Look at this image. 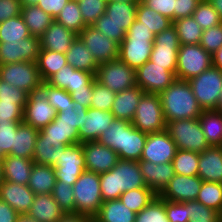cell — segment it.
<instances>
[{
  "label": "cell",
  "instance_id": "cell-1",
  "mask_svg": "<svg viewBox=\"0 0 222 222\" xmlns=\"http://www.w3.org/2000/svg\"><path fill=\"white\" fill-rule=\"evenodd\" d=\"M164 119L167 122L197 119L203 112L188 81L176 79L159 93Z\"/></svg>",
  "mask_w": 222,
  "mask_h": 222
},
{
  "label": "cell",
  "instance_id": "cell-2",
  "mask_svg": "<svg viewBox=\"0 0 222 222\" xmlns=\"http://www.w3.org/2000/svg\"><path fill=\"white\" fill-rule=\"evenodd\" d=\"M101 197L104 201L119 199L120 195L146 186L138 161L121 160L110 171L99 174Z\"/></svg>",
  "mask_w": 222,
  "mask_h": 222
},
{
  "label": "cell",
  "instance_id": "cell-3",
  "mask_svg": "<svg viewBox=\"0 0 222 222\" xmlns=\"http://www.w3.org/2000/svg\"><path fill=\"white\" fill-rule=\"evenodd\" d=\"M87 111L85 106L74 102L73 108L57 112L56 118L39 132L56 148L79 143L78 131L85 123Z\"/></svg>",
  "mask_w": 222,
  "mask_h": 222
},
{
  "label": "cell",
  "instance_id": "cell-4",
  "mask_svg": "<svg viewBox=\"0 0 222 222\" xmlns=\"http://www.w3.org/2000/svg\"><path fill=\"white\" fill-rule=\"evenodd\" d=\"M98 173L85 170L73 184L76 213L93 219L103 203Z\"/></svg>",
  "mask_w": 222,
  "mask_h": 222
},
{
  "label": "cell",
  "instance_id": "cell-5",
  "mask_svg": "<svg viewBox=\"0 0 222 222\" xmlns=\"http://www.w3.org/2000/svg\"><path fill=\"white\" fill-rule=\"evenodd\" d=\"M166 130L177 149L200 153L210 147L202 131L199 118L167 122Z\"/></svg>",
  "mask_w": 222,
  "mask_h": 222
},
{
  "label": "cell",
  "instance_id": "cell-6",
  "mask_svg": "<svg viewBox=\"0 0 222 222\" xmlns=\"http://www.w3.org/2000/svg\"><path fill=\"white\" fill-rule=\"evenodd\" d=\"M203 110H216L222 91V71L215 66L188 80Z\"/></svg>",
  "mask_w": 222,
  "mask_h": 222
},
{
  "label": "cell",
  "instance_id": "cell-7",
  "mask_svg": "<svg viewBox=\"0 0 222 222\" xmlns=\"http://www.w3.org/2000/svg\"><path fill=\"white\" fill-rule=\"evenodd\" d=\"M131 124L138 130L150 134L166 130L159 94L144 93L137 105Z\"/></svg>",
  "mask_w": 222,
  "mask_h": 222
},
{
  "label": "cell",
  "instance_id": "cell-8",
  "mask_svg": "<svg viewBox=\"0 0 222 222\" xmlns=\"http://www.w3.org/2000/svg\"><path fill=\"white\" fill-rule=\"evenodd\" d=\"M47 99L48 83L42 82L28 94L23 122L40 130L53 121L57 112Z\"/></svg>",
  "mask_w": 222,
  "mask_h": 222
},
{
  "label": "cell",
  "instance_id": "cell-9",
  "mask_svg": "<svg viewBox=\"0 0 222 222\" xmlns=\"http://www.w3.org/2000/svg\"><path fill=\"white\" fill-rule=\"evenodd\" d=\"M212 66V55L200 44H180L176 77L188 81Z\"/></svg>",
  "mask_w": 222,
  "mask_h": 222
},
{
  "label": "cell",
  "instance_id": "cell-10",
  "mask_svg": "<svg viewBox=\"0 0 222 222\" xmlns=\"http://www.w3.org/2000/svg\"><path fill=\"white\" fill-rule=\"evenodd\" d=\"M96 80L115 93L136 86V70L119 58L98 66Z\"/></svg>",
  "mask_w": 222,
  "mask_h": 222
},
{
  "label": "cell",
  "instance_id": "cell-11",
  "mask_svg": "<svg viewBox=\"0 0 222 222\" xmlns=\"http://www.w3.org/2000/svg\"><path fill=\"white\" fill-rule=\"evenodd\" d=\"M54 168L57 181L73 186L86 170L82 144L74 143L59 148L58 162Z\"/></svg>",
  "mask_w": 222,
  "mask_h": 222
},
{
  "label": "cell",
  "instance_id": "cell-12",
  "mask_svg": "<svg viewBox=\"0 0 222 222\" xmlns=\"http://www.w3.org/2000/svg\"><path fill=\"white\" fill-rule=\"evenodd\" d=\"M0 80L28 94L43 82L37 63L30 61L0 65Z\"/></svg>",
  "mask_w": 222,
  "mask_h": 222
},
{
  "label": "cell",
  "instance_id": "cell-13",
  "mask_svg": "<svg viewBox=\"0 0 222 222\" xmlns=\"http://www.w3.org/2000/svg\"><path fill=\"white\" fill-rule=\"evenodd\" d=\"M179 47V38L172 25L155 35L149 60L156 65L166 66V69L176 74Z\"/></svg>",
  "mask_w": 222,
  "mask_h": 222
},
{
  "label": "cell",
  "instance_id": "cell-14",
  "mask_svg": "<svg viewBox=\"0 0 222 222\" xmlns=\"http://www.w3.org/2000/svg\"><path fill=\"white\" fill-rule=\"evenodd\" d=\"M177 79L176 74L148 60L136 70V84L145 92L159 94Z\"/></svg>",
  "mask_w": 222,
  "mask_h": 222
},
{
  "label": "cell",
  "instance_id": "cell-15",
  "mask_svg": "<svg viewBox=\"0 0 222 222\" xmlns=\"http://www.w3.org/2000/svg\"><path fill=\"white\" fill-rule=\"evenodd\" d=\"M40 38L29 36L19 41H0V65L21 61L37 62L40 54Z\"/></svg>",
  "mask_w": 222,
  "mask_h": 222
},
{
  "label": "cell",
  "instance_id": "cell-16",
  "mask_svg": "<svg viewBox=\"0 0 222 222\" xmlns=\"http://www.w3.org/2000/svg\"><path fill=\"white\" fill-rule=\"evenodd\" d=\"M78 36L90 50L99 65L118 59L119 43L106 37L92 25L86 26Z\"/></svg>",
  "mask_w": 222,
  "mask_h": 222
},
{
  "label": "cell",
  "instance_id": "cell-17",
  "mask_svg": "<svg viewBox=\"0 0 222 222\" xmlns=\"http://www.w3.org/2000/svg\"><path fill=\"white\" fill-rule=\"evenodd\" d=\"M177 151L175 142L167 130L148 134L140 161H149L155 164L173 161Z\"/></svg>",
  "mask_w": 222,
  "mask_h": 222
},
{
  "label": "cell",
  "instance_id": "cell-18",
  "mask_svg": "<svg viewBox=\"0 0 222 222\" xmlns=\"http://www.w3.org/2000/svg\"><path fill=\"white\" fill-rule=\"evenodd\" d=\"M86 170L98 174L110 171L119 160L118 154L98 141L82 143Z\"/></svg>",
  "mask_w": 222,
  "mask_h": 222
},
{
  "label": "cell",
  "instance_id": "cell-19",
  "mask_svg": "<svg viewBox=\"0 0 222 222\" xmlns=\"http://www.w3.org/2000/svg\"><path fill=\"white\" fill-rule=\"evenodd\" d=\"M154 38L125 37L119 44L118 58L137 70L151 55Z\"/></svg>",
  "mask_w": 222,
  "mask_h": 222
},
{
  "label": "cell",
  "instance_id": "cell-20",
  "mask_svg": "<svg viewBox=\"0 0 222 222\" xmlns=\"http://www.w3.org/2000/svg\"><path fill=\"white\" fill-rule=\"evenodd\" d=\"M203 180L198 176L175 174L168 186L159 195L163 200L186 202L196 200Z\"/></svg>",
  "mask_w": 222,
  "mask_h": 222
},
{
  "label": "cell",
  "instance_id": "cell-21",
  "mask_svg": "<svg viewBox=\"0 0 222 222\" xmlns=\"http://www.w3.org/2000/svg\"><path fill=\"white\" fill-rule=\"evenodd\" d=\"M138 163L146 186L151 188L158 196L175 176L171 162L155 164L149 161H138Z\"/></svg>",
  "mask_w": 222,
  "mask_h": 222
},
{
  "label": "cell",
  "instance_id": "cell-22",
  "mask_svg": "<svg viewBox=\"0 0 222 222\" xmlns=\"http://www.w3.org/2000/svg\"><path fill=\"white\" fill-rule=\"evenodd\" d=\"M115 119L110 111L88 108L83 126L79 129V143L98 141Z\"/></svg>",
  "mask_w": 222,
  "mask_h": 222
},
{
  "label": "cell",
  "instance_id": "cell-23",
  "mask_svg": "<svg viewBox=\"0 0 222 222\" xmlns=\"http://www.w3.org/2000/svg\"><path fill=\"white\" fill-rule=\"evenodd\" d=\"M35 193L28 185L4 181L0 185V200L8 203L19 214H27L33 203Z\"/></svg>",
  "mask_w": 222,
  "mask_h": 222
},
{
  "label": "cell",
  "instance_id": "cell-24",
  "mask_svg": "<svg viewBox=\"0 0 222 222\" xmlns=\"http://www.w3.org/2000/svg\"><path fill=\"white\" fill-rule=\"evenodd\" d=\"M77 36L78 34L54 20L39 37L41 49L65 54Z\"/></svg>",
  "mask_w": 222,
  "mask_h": 222
},
{
  "label": "cell",
  "instance_id": "cell-25",
  "mask_svg": "<svg viewBox=\"0 0 222 222\" xmlns=\"http://www.w3.org/2000/svg\"><path fill=\"white\" fill-rule=\"evenodd\" d=\"M198 176L203 181L222 183V146H210L199 153Z\"/></svg>",
  "mask_w": 222,
  "mask_h": 222
},
{
  "label": "cell",
  "instance_id": "cell-26",
  "mask_svg": "<svg viewBox=\"0 0 222 222\" xmlns=\"http://www.w3.org/2000/svg\"><path fill=\"white\" fill-rule=\"evenodd\" d=\"M144 93L138 85L116 93L110 112L115 119L131 122L135 116L139 100Z\"/></svg>",
  "mask_w": 222,
  "mask_h": 222
},
{
  "label": "cell",
  "instance_id": "cell-27",
  "mask_svg": "<svg viewBox=\"0 0 222 222\" xmlns=\"http://www.w3.org/2000/svg\"><path fill=\"white\" fill-rule=\"evenodd\" d=\"M27 214L38 222H57L66 213L54 200L52 194H37L34 196L33 203Z\"/></svg>",
  "mask_w": 222,
  "mask_h": 222
},
{
  "label": "cell",
  "instance_id": "cell-28",
  "mask_svg": "<svg viewBox=\"0 0 222 222\" xmlns=\"http://www.w3.org/2000/svg\"><path fill=\"white\" fill-rule=\"evenodd\" d=\"M2 164L4 181L28 185L31 169L34 165L32 159L6 155Z\"/></svg>",
  "mask_w": 222,
  "mask_h": 222
},
{
  "label": "cell",
  "instance_id": "cell-29",
  "mask_svg": "<svg viewBox=\"0 0 222 222\" xmlns=\"http://www.w3.org/2000/svg\"><path fill=\"white\" fill-rule=\"evenodd\" d=\"M39 130L24 122H21L14 132V147L10 155L32 159Z\"/></svg>",
  "mask_w": 222,
  "mask_h": 222
},
{
  "label": "cell",
  "instance_id": "cell-30",
  "mask_svg": "<svg viewBox=\"0 0 222 222\" xmlns=\"http://www.w3.org/2000/svg\"><path fill=\"white\" fill-rule=\"evenodd\" d=\"M67 63L74 69L91 72L96 75L99 64L79 36L65 53Z\"/></svg>",
  "mask_w": 222,
  "mask_h": 222
},
{
  "label": "cell",
  "instance_id": "cell-31",
  "mask_svg": "<svg viewBox=\"0 0 222 222\" xmlns=\"http://www.w3.org/2000/svg\"><path fill=\"white\" fill-rule=\"evenodd\" d=\"M136 213L127 208L120 199L102 203L92 222H135Z\"/></svg>",
  "mask_w": 222,
  "mask_h": 222
},
{
  "label": "cell",
  "instance_id": "cell-32",
  "mask_svg": "<svg viewBox=\"0 0 222 222\" xmlns=\"http://www.w3.org/2000/svg\"><path fill=\"white\" fill-rule=\"evenodd\" d=\"M56 181L54 166L34 164L31 169L28 187L35 195L51 194Z\"/></svg>",
  "mask_w": 222,
  "mask_h": 222
},
{
  "label": "cell",
  "instance_id": "cell-33",
  "mask_svg": "<svg viewBox=\"0 0 222 222\" xmlns=\"http://www.w3.org/2000/svg\"><path fill=\"white\" fill-rule=\"evenodd\" d=\"M138 1L122 2L108 1L105 13L109 19L121 27L125 32L136 20V8Z\"/></svg>",
  "mask_w": 222,
  "mask_h": 222
},
{
  "label": "cell",
  "instance_id": "cell-34",
  "mask_svg": "<svg viewBox=\"0 0 222 222\" xmlns=\"http://www.w3.org/2000/svg\"><path fill=\"white\" fill-rule=\"evenodd\" d=\"M148 134L135 128L131 123L124 129L122 160L140 161Z\"/></svg>",
  "mask_w": 222,
  "mask_h": 222
},
{
  "label": "cell",
  "instance_id": "cell-35",
  "mask_svg": "<svg viewBox=\"0 0 222 222\" xmlns=\"http://www.w3.org/2000/svg\"><path fill=\"white\" fill-rule=\"evenodd\" d=\"M199 122L209 145L222 146V112L203 110Z\"/></svg>",
  "mask_w": 222,
  "mask_h": 222
},
{
  "label": "cell",
  "instance_id": "cell-36",
  "mask_svg": "<svg viewBox=\"0 0 222 222\" xmlns=\"http://www.w3.org/2000/svg\"><path fill=\"white\" fill-rule=\"evenodd\" d=\"M21 15L32 36L40 37L54 19L36 5L22 7Z\"/></svg>",
  "mask_w": 222,
  "mask_h": 222
},
{
  "label": "cell",
  "instance_id": "cell-37",
  "mask_svg": "<svg viewBox=\"0 0 222 222\" xmlns=\"http://www.w3.org/2000/svg\"><path fill=\"white\" fill-rule=\"evenodd\" d=\"M36 63L43 82L68 64L65 54L45 49L40 50Z\"/></svg>",
  "mask_w": 222,
  "mask_h": 222
},
{
  "label": "cell",
  "instance_id": "cell-38",
  "mask_svg": "<svg viewBox=\"0 0 222 222\" xmlns=\"http://www.w3.org/2000/svg\"><path fill=\"white\" fill-rule=\"evenodd\" d=\"M136 20L143 22V25L149 28L155 35L173 25L172 20L147 7L141 1H138L136 8Z\"/></svg>",
  "mask_w": 222,
  "mask_h": 222
},
{
  "label": "cell",
  "instance_id": "cell-39",
  "mask_svg": "<svg viewBox=\"0 0 222 222\" xmlns=\"http://www.w3.org/2000/svg\"><path fill=\"white\" fill-rule=\"evenodd\" d=\"M130 123L131 122L125 120L114 119L108 129L103 131V133L98 139L99 143L114 150L118 154L119 159L121 160L124 140V129Z\"/></svg>",
  "mask_w": 222,
  "mask_h": 222
},
{
  "label": "cell",
  "instance_id": "cell-40",
  "mask_svg": "<svg viewBox=\"0 0 222 222\" xmlns=\"http://www.w3.org/2000/svg\"><path fill=\"white\" fill-rule=\"evenodd\" d=\"M54 20L76 34H79L87 26L83 21L77 1L69 0Z\"/></svg>",
  "mask_w": 222,
  "mask_h": 222
},
{
  "label": "cell",
  "instance_id": "cell-41",
  "mask_svg": "<svg viewBox=\"0 0 222 222\" xmlns=\"http://www.w3.org/2000/svg\"><path fill=\"white\" fill-rule=\"evenodd\" d=\"M180 44H200L203 29L193 16L173 21Z\"/></svg>",
  "mask_w": 222,
  "mask_h": 222
},
{
  "label": "cell",
  "instance_id": "cell-42",
  "mask_svg": "<svg viewBox=\"0 0 222 222\" xmlns=\"http://www.w3.org/2000/svg\"><path fill=\"white\" fill-rule=\"evenodd\" d=\"M156 196L157 194L151 188H136L122 193L119 199L127 208L137 214Z\"/></svg>",
  "mask_w": 222,
  "mask_h": 222
},
{
  "label": "cell",
  "instance_id": "cell-43",
  "mask_svg": "<svg viewBox=\"0 0 222 222\" xmlns=\"http://www.w3.org/2000/svg\"><path fill=\"white\" fill-rule=\"evenodd\" d=\"M196 200L222 214V183L203 181Z\"/></svg>",
  "mask_w": 222,
  "mask_h": 222
},
{
  "label": "cell",
  "instance_id": "cell-44",
  "mask_svg": "<svg viewBox=\"0 0 222 222\" xmlns=\"http://www.w3.org/2000/svg\"><path fill=\"white\" fill-rule=\"evenodd\" d=\"M31 36L22 15L0 23V41H19Z\"/></svg>",
  "mask_w": 222,
  "mask_h": 222
},
{
  "label": "cell",
  "instance_id": "cell-45",
  "mask_svg": "<svg viewBox=\"0 0 222 222\" xmlns=\"http://www.w3.org/2000/svg\"><path fill=\"white\" fill-rule=\"evenodd\" d=\"M199 153L177 149L172 164L175 174L185 176L198 175Z\"/></svg>",
  "mask_w": 222,
  "mask_h": 222
},
{
  "label": "cell",
  "instance_id": "cell-46",
  "mask_svg": "<svg viewBox=\"0 0 222 222\" xmlns=\"http://www.w3.org/2000/svg\"><path fill=\"white\" fill-rule=\"evenodd\" d=\"M58 156L59 148L46 141V138L39 132L34 148V164L55 166L58 162Z\"/></svg>",
  "mask_w": 222,
  "mask_h": 222
},
{
  "label": "cell",
  "instance_id": "cell-47",
  "mask_svg": "<svg viewBox=\"0 0 222 222\" xmlns=\"http://www.w3.org/2000/svg\"><path fill=\"white\" fill-rule=\"evenodd\" d=\"M135 222H169L165 211V200L157 195L145 208L136 214Z\"/></svg>",
  "mask_w": 222,
  "mask_h": 222
},
{
  "label": "cell",
  "instance_id": "cell-48",
  "mask_svg": "<svg viewBox=\"0 0 222 222\" xmlns=\"http://www.w3.org/2000/svg\"><path fill=\"white\" fill-rule=\"evenodd\" d=\"M188 222H222V214L197 200L187 201Z\"/></svg>",
  "mask_w": 222,
  "mask_h": 222
},
{
  "label": "cell",
  "instance_id": "cell-49",
  "mask_svg": "<svg viewBox=\"0 0 222 222\" xmlns=\"http://www.w3.org/2000/svg\"><path fill=\"white\" fill-rule=\"evenodd\" d=\"M192 16L203 30L222 23L218 12L208 0H202L193 12Z\"/></svg>",
  "mask_w": 222,
  "mask_h": 222
},
{
  "label": "cell",
  "instance_id": "cell-50",
  "mask_svg": "<svg viewBox=\"0 0 222 222\" xmlns=\"http://www.w3.org/2000/svg\"><path fill=\"white\" fill-rule=\"evenodd\" d=\"M51 194L64 213H76L73 186L56 181Z\"/></svg>",
  "mask_w": 222,
  "mask_h": 222
},
{
  "label": "cell",
  "instance_id": "cell-51",
  "mask_svg": "<svg viewBox=\"0 0 222 222\" xmlns=\"http://www.w3.org/2000/svg\"><path fill=\"white\" fill-rule=\"evenodd\" d=\"M116 93L108 89L96 79L93 83L90 108L111 111Z\"/></svg>",
  "mask_w": 222,
  "mask_h": 222
},
{
  "label": "cell",
  "instance_id": "cell-52",
  "mask_svg": "<svg viewBox=\"0 0 222 222\" xmlns=\"http://www.w3.org/2000/svg\"><path fill=\"white\" fill-rule=\"evenodd\" d=\"M108 0H80L78 1L83 21L87 26L92 25L105 13Z\"/></svg>",
  "mask_w": 222,
  "mask_h": 222
},
{
  "label": "cell",
  "instance_id": "cell-53",
  "mask_svg": "<svg viewBox=\"0 0 222 222\" xmlns=\"http://www.w3.org/2000/svg\"><path fill=\"white\" fill-rule=\"evenodd\" d=\"M92 26L102 32L106 37L116 41L119 44L124 40L126 35V32L121 27L112 22L106 13L102 14L92 24Z\"/></svg>",
  "mask_w": 222,
  "mask_h": 222
},
{
  "label": "cell",
  "instance_id": "cell-54",
  "mask_svg": "<svg viewBox=\"0 0 222 222\" xmlns=\"http://www.w3.org/2000/svg\"><path fill=\"white\" fill-rule=\"evenodd\" d=\"M48 103L56 110L62 112L67 108L74 107L71 94L64 89L55 88L48 84Z\"/></svg>",
  "mask_w": 222,
  "mask_h": 222
},
{
  "label": "cell",
  "instance_id": "cell-55",
  "mask_svg": "<svg viewBox=\"0 0 222 222\" xmlns=\"http://www.w3.org/2000/svg\"><path fill=\"white\" fill-rule=\"evenodd\" d=\"M21 122L0 120V149L3 154L10 155L14 147V132Z\"/></svg>",
  "mask_w": 222,
  "mask_h": 222
},
{
  "label": "cell",
  "instance_id": "cell-56",
  "mask_svg": "<svg viewBox=\"0 0 222 222\" xmlns=\"http://www.w3.org/2000/svg\"><path fill=\"white\" fill-rule=\"evenodd\" d=\"M200 45L211 55L222 46V23L202 32Z\"/></svg>",
  "mask_w": 222,
  "mask_h": 222
},
{
  "label": "cell",
  "instance_id": "cell-57",
  "mask_svg": "<svg viewBox=\"0 0 222 222\" xmlns=\"http://www.w3.org/2000/svg\"><path fill=\"white\" fill-rule=\"evenodd\" d=\"M28 93L22 89L11 86L9 83L0 80L1 102H14L15 104H26Z\"/></svg>",
  "mask_w": 222,
  "mask_h": 222
},
{
  "label": "cell",
  "instance_id": "cell-58",
  "mask_svg": "<svg viewBox=\"0 0 222 222\" xmlns=\"http://www.w3.org/2000/svg\"><path fill=\"white\" fill-rule=\"evenodd\" d=\"M95 79V74L75 69L72 73L71 85L67 92L71 94L74 90L93 89Z\"/></svg>",
  "mask_w": 222,
  "mask_h": 222
},
{
  "label": "cell",
  "instance_id": "cell-59",
  "mask_svg": "<svg viewBox=\"0 0 222 222\" xmlns=\"http://www.w3.org/2000/svg\"><path fill=\"white\" fill-rule=\"evenodd\" d=\"M24 107L25 104L1 102L0 100V120L23 122Z\"/></svg>",
  "mask_w": 222,
  "mask_h": 222
},
{
  "label": "cell",
  "instance_id": "cell-60",
  "mask_svg": "<svg viewBox=\"0 0 222 222\" xmlns=\"http://www.w3.org/2000/svg\"><path fill=\"white\" fill-rule=\"evenodd\" d=\"M165 211L169 222H188L187 201L172 202L165 200Z\"/></svg>",
  "mask_w": 222,
  "mask_h": 222
},
{
  "label": "cell",
  "instance_id": "cell-61",
  "mask_svg": "<svg viewBox=\"0 0 222 222\" xmlns=\"http://www.w3.org/2000/svg\"><path fill=\"white\" fill-rule=\"evenodd\" d=\"M74 70L75 69L71 65L67 64L52 75L46 82L52 87L67 91L71 85L72 73Z\"/></svg>",
  "mask_w": 222,
  "mask_h": 222
},
{
  "label": "cell",
  "instance_id": "cell-62",
  "mask_svg": "<svg viewBox=\"0 0 222 222\" xmlns=\"http://www.w3.org/2000/svg\"><path fill=\"white\" fill-rule=\"evenodd\" d=\"M141 2L157 13L174 21L175 0H141Z\"/></svg>",
  "mask_w": 222,
  "mask_h": 222
},
{
  "label": "cell",
  "instance_id": "cell-63",
  "mask_svg": "<svg viewBox=\"0 0 222 222\" xmlns=\"http://www.w3.org/2000/svg\"><path fill=\"white\" fill-rule=\"evenodd\" d=\"M20 0H0V23L21 15Z\"/></svg>",
  "mask_w": 222,
  "mask_h": 222
},
{
  "label": "cell",
  "instance_id": "cell-64",
  "mask_svg": "<svg viewBox=\"0 0 222 222\" xmlns=\"http://www.w3.org/2000/svg\"><path fill=\"white\" fill-rule=\"evenodd\" d=\"M202 0H175L174 20L191 17Z\"/></svg>",
  "mask_w": 222,
  "mask_h": 222
},
{
  "label": "cell",
  "instance_id": "cell-65",
  "mask_svg": "<svg viewBox=\"0 0 222 222\" xmlns=\"http://www.w3.org/2000/svg\"><path fill=\"white\" fill-rule=\"evenodd\" d=\"M69 0H38L37 5L55 19Z\"/></svg>",
  "mask_w": 222,
  "mask_h": 222
},
{
  "label": "cell",
  "instance_id": "cell-66",
  "mask_svg": "<svg viewBox=\"0 0 222 222\" xmlns=\"http://www.w3.org/2000/svg\"><path fill=\"white\" fill-rule=\"evenodd\" d=\"M125 37L155 38V34L143 22L135 20L127 30Z\"/></svg>",
  "mask_w": 222,
  "mask_h": 222
},
{
  "label": "cell",
  "instance_id": "cell-67",
  "mask_svg": "<svg viewBox=\"0 0 222 222\" xmlns=\"http://www.w3.org/2000/svg\"><path fill=\"white\" fill-rule=\"evenodd\" d=\"M71 97L74 102H78L88 109L90 108V103L92 99V89L74 90L71 93Z\"/></svg>",
  "mask_w": 222,
  "mask_h": 222
},
{
  "label": "cell",
  "instance_id": "cell-68",
  "mask_svg": "<svg viewBox=\"0 0 222 222\" xmlns=\"http://www.w3.org/2000/svg\"><path fill=\"white\" fill-rule=\"evenodd\" d=\"M18 215L8 203L0 200V222H16Z\"/></svg>",
  "mask_w": 222,
  "mask_h": 222
},
{
  "label": "cell",
  "instance_id": "cell-69",
  "mask_svg": "<svg viewBox=\"0 0 222 222\" xmlns=\"http://www.w3.org/2000/svg\"><path fill=\"white\" fill-rule=\"evenodd\" d=\"M57 222H92V219L77 213H68Z\"/></svg>",
  "mask_w": 222,
  "mask_h": 222
},
{
  "label": "cell",
  "instance_id": "cell-70",
  "mask_svg": "<svg viewBox=\"0 0 222 222\" xmlns=\"http://www.w3.org/2000/svg\"><path fill=\"white\" fill-rule=\"evenodd\" d=\"M212 65L222 71V46L212 54Z\"/></svg>",
  "mask_w": 222,
  "mask_h": 222
},
{
  "label": "cell",
  "instance_id": "cell-71",
  "mask_svg": "<svg viewBox=\"0 0 222 222\" xmlns=\"http://www.w3.org/2000/svg\"><path fill=\"white\" fill-rule=\"evenodd\" d=\"M208 1L214 7V9L218 12L222 20V0H208Z\"/></svg>",
  "mask_w": 222,
  "mask_h": 222
},
{
  "label": "cell",
  "instance_id": "cell-72",
  "mask_svg": "<svg viewBox=\"0 0 222 222\" xmlns=\"http://www.w3.org/2000/svg\"><path fill=\"white\" fill-rule=\"evenodd\" d=\"M16 222H38V221L30 217L28 214H19Z\"/></svg>",
  "mask_w": 222,
  "mask_h": 222
},
{
  "label": "cell",
  "instance_id": "cell-73",
  "mask_svg": "<svg viewBox=\"0 0 222 222\" xmlns=\"http://www.w3.org/2000/svg\"><path fill=\"white\" fill-rule=\"evenodd\" d=\"M22 7L37 5L38 0H20Z\"/></svg>",
  "mask_w": 222,
  "mask_h": 222
},
{
  "label": "cell",
  "instance_id": "cell-74",
  "mask_svg": "<svg viewBox=\"0 0 222 222\" xmlns=\"http://www.w3.org/2000/svg\"><path fill=\"white\" fill-rule=\"evenodd\" d=\"M216 111L222 112V91H221V94H220V99L218 101V106L216 108Z\"/></svg>",
  "mask_w": 222,
  "mask_h": 222
},
{
  "label": "cell",
  "instance_id": "cell-75",
  "mask_svg": "<svg viewBox=\"0 0 222 222\" xmlns=\"http://www.w3.org/2000/svg\"><path fill=\"white\" fill-rule=\"evenodd\" d=\"M4 182L3 178V164L0 163V185Z\"/></svg>",
  "mask_w": 222,
  "mask_h": 222
},
{
  "label": "cell",
  "instance_id": "cell-76",
  "mask_svg": "<svg viewBox=\"0 0 222 222\" xmlns=\"http://www.w3.org/2000/svg\"><path fill=\"white\" fill-rule=\"evenodd\" d=\"M4 158H5V155L3 154L2 150L0 149V163L3 162Z\"/></svg>",
  "mask_w": 222,
  "mask_h": 222
},
{
  "label": "cell",
  "instance_id": "cell-77",
  "mask_svg": "<svg viewBox=\"0 0 222 222\" xmlns=\"http://www.w3.org/2000/svg\"><path fill=\"white\" fill-rule=\"evenodd\" d=\"M108 1H113V2H117V1L130 2V1H141V0H108Z\"/></svg>",
  "mask_w": 222,
  "mask_h": 222
}]
</instances>
